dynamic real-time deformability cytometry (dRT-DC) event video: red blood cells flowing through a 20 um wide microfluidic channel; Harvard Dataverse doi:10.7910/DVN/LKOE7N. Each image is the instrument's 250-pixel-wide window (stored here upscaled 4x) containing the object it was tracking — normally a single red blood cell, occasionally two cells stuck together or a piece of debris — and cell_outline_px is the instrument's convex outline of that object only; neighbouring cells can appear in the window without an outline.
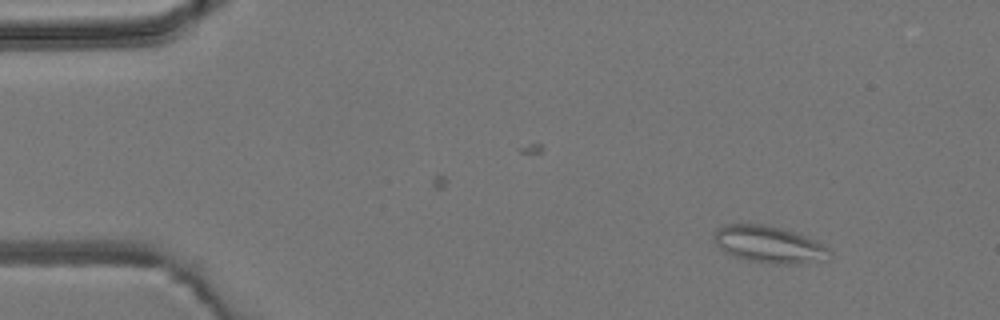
{"species": "common noctule bat (a hibernating species)", "species_latin": "Nyctalus noctula", "temperature_condition": "room temperature", "stored_images_in_passage": 6, "camera_frame_rate_fps": 3000, "um_per_image_px": 0.085, "animal": {"sex": "male", "body_mass_g": 19.2, "forearm_length_mm": 51.8}, "frame": {"image": 1, "passage_image": 1, "time_ms": 0.0, "image_size_px": [1000, 320], "cell_outline_px": [[832, 256], [828, 260], [796, 264], [772, 264], [748, 260], [732, 256], [724, 252], [716, 244], [712, 236], [712, 232], [716, 228], [724, 224], [764, 224], [796, 232], [816, 240], [824, 244], [832, 252]], "centroid_in_image_um": [65.37, 20.78], "position_along_channel_um": 19.6, "area_um2": 25.43}}
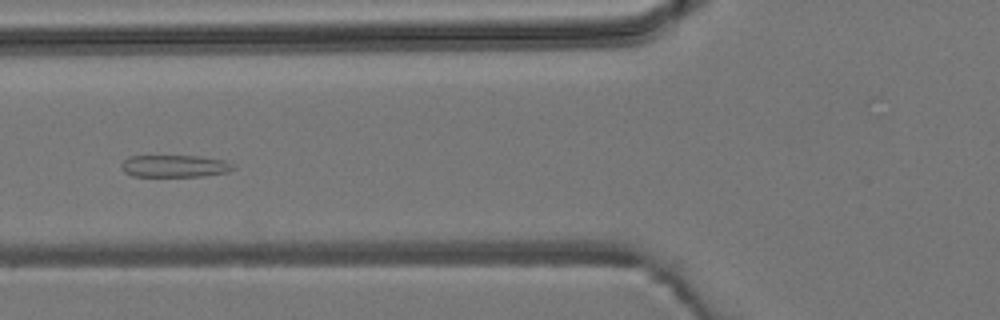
{"frame": {"image": 2, "passage_image": 5, "time_ms": 4.667, "image_size_px": [1000, 320], "cell_outline_px": [[236, 168], [228, 172], [204, 176], [132, 176], [124, 172], [120, 164], [128, 156], [200, 156], [224, 160], [232, 164]], "centroid_in_image_um": [14.85, 14.11], "position_along_channel_um": 111.0, "area_um2": 14.51}}
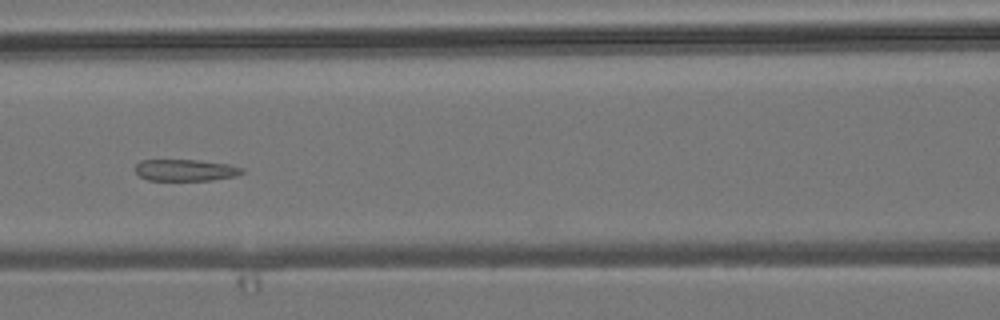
{"frame": {"image": 3, "passage_image": 6, "time_ms": 5.667, "image_size_px": [1000, 320], "cell_outline_px": [[244, 172], [236, 176], [212, 180], [148, 180], [140, 176], [136, 172], [136, 164], [140, 160], [196, 160], [228, 164], [244, 168]], "centroid_in_image_um": [15.78, 14.46], "position_along_channel_um": 150.8, "area_um2": 13.41}}